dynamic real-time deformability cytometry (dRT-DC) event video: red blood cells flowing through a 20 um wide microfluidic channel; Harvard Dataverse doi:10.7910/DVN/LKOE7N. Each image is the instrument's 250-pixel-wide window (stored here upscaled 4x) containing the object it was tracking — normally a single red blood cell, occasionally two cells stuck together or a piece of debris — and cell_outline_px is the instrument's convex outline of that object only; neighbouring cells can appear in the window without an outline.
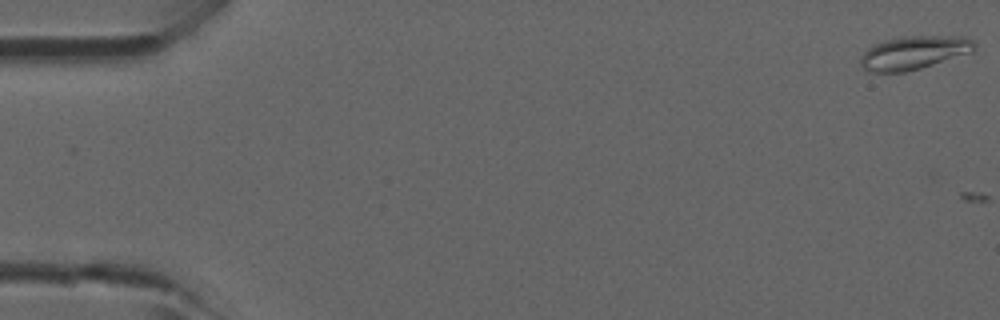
{"species": "common noctule bat (a hibernating species)", "species_latin": "Nyctalus noctula", "temperature_condition": "room temperature", "stored_images_in_passage": 2, "camera_frame_rate_fps": 3000, "um_per_image_px": 0.085, "animal": {"sex": "male", "forearm_length_mm": 52.5}, "frame": {"image": 1, "passage_image": 1, "time_ms": 0.0, "image_size_px": [1000, 320], "cell_outline_px": [[976, 48], [972, 52], [920, 68], [904, 72], [868, 72], [860, 64], [860, 56], [872, 44], [884, 40], [904, 36], [968, 36], [976, 44]], "centroid_in_image_um": [77.67, 4.46], "position_along_channel_um": 7.3, "area_um2": 22.31}}